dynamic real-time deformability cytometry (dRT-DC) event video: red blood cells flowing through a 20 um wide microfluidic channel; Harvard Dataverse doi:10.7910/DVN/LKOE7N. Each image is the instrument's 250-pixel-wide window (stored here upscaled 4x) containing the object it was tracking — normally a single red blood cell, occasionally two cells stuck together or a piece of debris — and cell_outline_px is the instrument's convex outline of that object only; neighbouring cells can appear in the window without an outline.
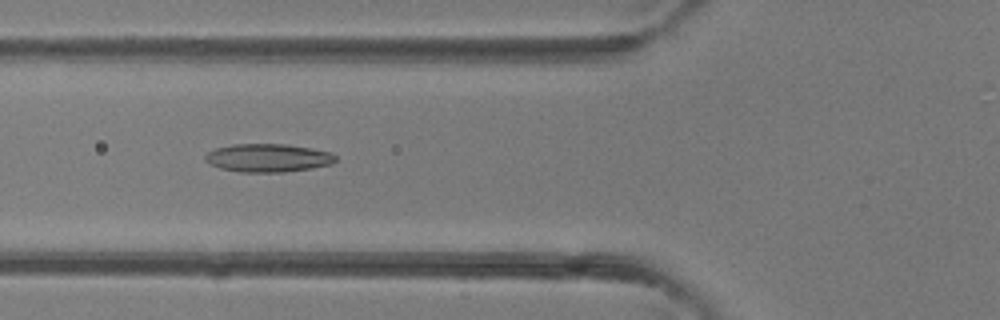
{"species": "common noctule bat (a hibernating species)", "species_latin": "Nyctalus noctula", "temperature_condition": "room temperature", "stored_images_in_passage": 32, "camera_frame_rate_fps": 3000, "um_per_image_px": 0.085, "animal": {"sex": "female"}, "frame": {"image": 1, "passage_image": 6, "time_ms": 1.667, "image_size_px": [1000, 320], "cell_outline_px": [[336, 160], [332, 164], [312, 168], [284, 172], [240, 172], [220, 168], [208, 164], [204, 160], [204, 156], [208, 152], [216, 148], [232, 144], [288, 144], [312, 148], [332, 152], [336, 156]], "centroid_in_image_um": [22.78, 13.42], "position_along_channel_um": 103.0, "area_um2": 21.68}}
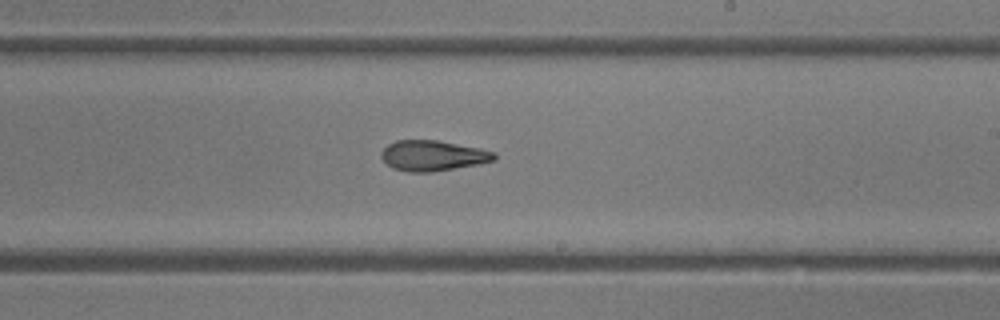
{"frame": {"image": 2, "passage_image": 15, "time_ms": 4.667, "image_size_px": [1000, 320], "cell_outline_px": [[496, 160], [480, 164], [432, 172], [408, 172], [392, 168], [380, 156], [380, 152], [388, 144], [396, 140], [436, 140], [480, 148], [496, 152]], "centroid_in_image_um": [36.8, 13.23], "position_along_channel_um": 252.2, "area_um2": 20.17}}
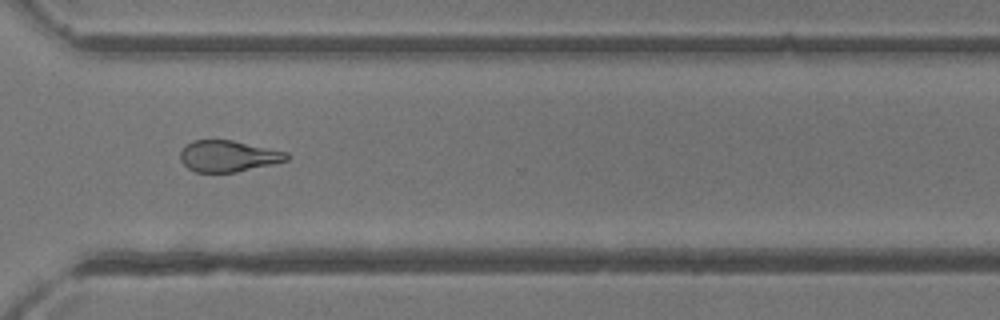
{"frame": {"image": 3, "passage_image": 21, "time_ms": 6.667, "image_size_px": [1000, 320], "cell_outline_px": [[292, 156], [288, 160], [272, 164], [236, 172], [196, 172], [188, 168], [180, 160], [180, 152], [184, 144], [192, 140], [232, 140], [288, 152]], "centroid_in_image_um": [19.39, 13.26], "position_along_channel_um": 351.2, "area_um2": 19.54}}